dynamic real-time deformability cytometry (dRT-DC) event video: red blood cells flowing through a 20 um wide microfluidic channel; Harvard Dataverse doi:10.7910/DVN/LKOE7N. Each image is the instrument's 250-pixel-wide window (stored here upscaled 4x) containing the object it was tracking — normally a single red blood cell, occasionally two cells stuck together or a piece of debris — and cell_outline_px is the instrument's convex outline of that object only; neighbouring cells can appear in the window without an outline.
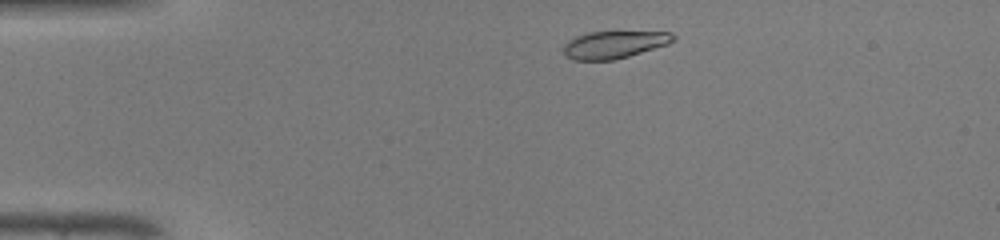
{"species": "common noctule bat (a hibernating species)", "species_latin": "Nyctalus noctula", "temperature_condition": "warm", "stored_images_in_passage": 40, "camera_frame_rate_fps": 3000, "um_per_image_px": 0.085, "animal": {"sex": "male", "body_mass_g": 19.0, "forearm_length_mm": 50.8}, "frame": {"image": 1, "passage_image": 3, "time_ms": 0.667, "image_size_px": [1000, 240], "cell_outline_px": [[676, 40], [668, 44], [628, 56], [612, 60], [572, 60], [564, 52], [564, 44], [568, 40], [576, 36], [588, 32], [672, 32], [676, 36]], "centroid_in_image_um": [52.22, 3.78], "position_along_channel_um": 32.8, "area_um2": 17.4}}
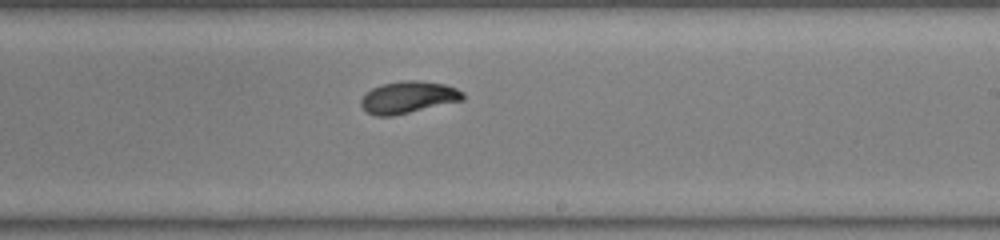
{"frame": {"image": 2, "passage_image": 22, "time_ms": 7.0, "image_size_px": [1000, 240], "cell_outline_px": [[464, 100], [392, 116], [376, 116], [368, 112], [360, 104], [360, 100], [372, 88], [380, 84], [404, 80], [420, 80], [444, 84], [456, 88], [464, 92]], "centroid_in_image_um": [34.72, 8.26], "position_along_channel_um": 254.3, "area_um2": 18.96}}
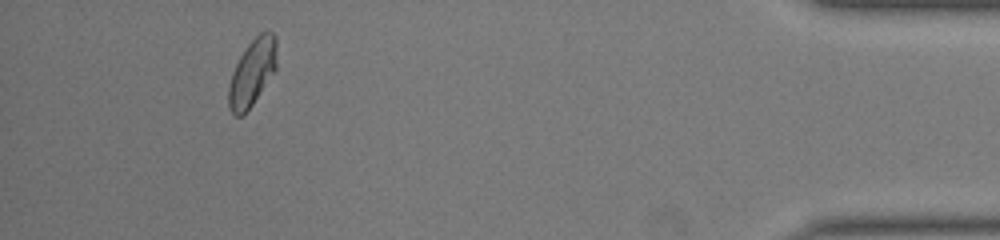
{"frame": {"image": 3, "passage_image": 37, "time_ms": 12.0, "image_size_px": [1000, 240], "cell_outline_px": [[276, 68], [244, 116], [236, 116], [228, 108], [228, 84], [232, 72], [240, 56], [248, 44], [260, 32], [268, 28], [276, 36]], "centroid_in_image_um": [21.42, 6.14], "position_along_channel_um": 413.8, "area_um2": 18.73}, "authors_computed_cell_mechanics": {"area_um2": 18.785, "velocity_mm_per_s": 4.3474, "shape_relaxation_time_tau1_ms": 2.7581, "shape_relaxation_time_tau2_ms": 1.8823, "deformation_change_tau1": 0.1326, "deformation_change_tau2": 0.0372}}